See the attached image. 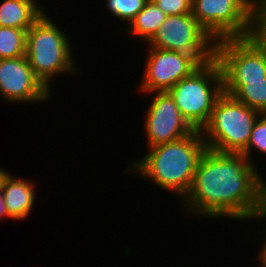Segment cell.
Instances as JSON below:
<instances>
[{"mask_svg":"<svg viewBox=\"0 0 266 267\" xmlns=\"http://www.w3.org/2000/svg\"><path fill=\"white\" fill-rule=\"evenodd\" d=\"M257 168L243 154L206 148L182 199L186 214L266 220V180Z\"/></svg>","mask_w":266,"mask_h":267,"instance_id":"cell-1","label":"cell"},{"mask_svg":"<svg viewBox=\"0 0 266 267\" xmlns=\"http://www.w3.org/2000/svg\"><path fill=\"white\" fill-rule=\"evenodd\" d=\"M205 149L201 131L194 130L179 140L148 148L149 153L131 162L126 172L138 173L159 188L175 193L182 200L191 187L196 167Z\"/></svg>","mask_w":266,"mask_h":267,"instance_id":"cell-2","label":"cell"},{"mask_svg":"<svg viewBox=\"0 0 266 267\" xmlns=\"http://www.w3.org/2000/svg\"><path fill=\"white\" fill-rule=\"evenodd\" d=\"M46 13L27 31L25 56L35 76L53 92L51 83L55 77L67 73L74 75L78 68L68 34L59 29Z\"/></svg>","mask_w":266,"mask_h":267,"instance_id":"cell-3","label":"cell"},{"mask_svg":"<svg viewBox=\"0 0 266 267\" xmlns=\"http://www.w3.org/2000/svg\"><path fill=\"white\" fill-rule=\"evenodd\" d=\"M191 13L219 40L248 38L266 26V0H192Z\"/></svg>","mask_w":266,"mask_h":267,"instance_id":"cell-4","label":"cell"},{"mask_svg":"<svg viewBox=\"0 0 266 267\" xmlns=\"http://www.w3.org/2000/svg\"><path fill=\"white\" fill-rule=\"evenodd\" d=\"M146 44L176 51L196 70L208 69L218 61L219 39L205 30L192 14L167 16Z\"/></svg>","mask_w":266,"mask_h":267,"instance_id":"cell-5","label":"cell"},{"mask_svg":"<svg viewBox=\"0 0 266 267\" xmlns=\"http://www.w3.org/2000/svg\"><path fill=\"white\" fill-rule=\"evenodd\" d=\"M260 115L257 110L223 92L213 106L208 123L201 130L206 148L241 154L247 148L253 125Z\"/></svg>","mask_w":266,"mask_h":267,"instance_id":"cell-6","label":"cell"},{"mask_svg":"<svg viewBox=\"0 0 266 267\" xmlns=\"http://www.w3.org/2000/svg\"><path fill=\"white\" fill-rule=\"evenodd\" d=\"M218 63L223 77V92L233 96L246 82L266 77V26L248 38L220 39Z\"/></svg>","mask_w":266,"mask_h":267,"instance_id":"cell-7","label":"cell"},{"mask_svg":"<svg viewBox=\"0 0 266 267\" xmlns=\"http://www.w3.org/2000/svg\"><path fill=\"white\" fill-rule=\"evenodd\" d=\"M168 93L182 117L194 130L208 123L217 98L223 93V77L218 61L210 68L195 70L181 79Z\"/></svg>","mask_w":266,"mask_h":267,"instance_id":"cell-8","label":"cell"},{"mask_svg":"<svg viewBox=\"0 0 266 267\" xmlns=\"http://www.w3.org/2000/svg\"><path fill=\"white\" fill-rule=\"evenodd\" d=\"M152 101L144 119L147 148L173 142L191 134L194 129L182 117L174 99L168 92H153Z\"/></svg>","mask_w":266,"mask_h":267,"instance_id":"cell-9","label":"cell"},{"mask_svg":"<svg viewBox=\"0 0 266 267\" xmlns=\"http://www.w3.org/2000/svg\"><path fill=\"white\" fill-rule=\"evenodd\" d=\"M0 93L6 102L14 104L44 103L52 96L35 76L26 56L0 60Z\"/></svg>","mask_w":266,"mask_h":267,"instance_id":"cell-10","label":"cell"},{"mask_svg":"<svg viewBox=\"0 0 266 267\" xmlns=\"http://www.w3.org/2000/svg\"><path fill=\"white\" fill-rule=\"evenodd\" d=\"M147 55L139 92H168L181 79L196 69L176 51L146 47Z\"/></svg>","mask_w":266,"mask_h":267,"instance_id":"cell-11","label":"cell"},{"mask_svg":"<svg viewBox=\"0 0 266 267\" xmlns=\"http://www.w3.org/2000/svg\"><path fill=\"white\" fill-rule=\"evenodd\" d=\"M35 183L28 179L7 173L3 176L0 187L7 207L8 215L14 220H25L30 216L36 199Z\"/></svg>","mask_w":266,"mask_h":267,"instance_id":"cell-12","label":"cell"},{"mask_svg":"<svg viewBox=\"0 0 266 267\" xmlns=\"http://www.w3.org/2000/svg\"><path fill=\"white\" fill-rule=\"evenodd\" d=\"M44 12L37 0H3L0 26L28 30Z\"/></svg>","mask_w":266,"mask_h":267,"instance_id":"cell-13","label":"cell"},{"mask_svg":"<svg viewBox=\"0 0 266 267\" xmlns=\"http://www.w3.org/2000/svg\"><path fill=\"white\" fill-rule=\"evenodd\" d=\"M167 15L154 3L148 0L144 8L129 23L127 32L139 37L145 44L153 37L156 31L166 20Z\"/></svg>","mask_w":266,"mask_h":267,"instance_id":"cell-14","label":"cell"},{"mask_svg":"<svg viewBox=\"0 0 266 267\" xmlns=\"http://www.w3.org/2000/svg\"><path fill=\"white\" fill-rule=\"evenodd\" d=\"M27 31L0 26V60L25 56Z\"/></svg>","mask_w":266,"mask_h":267,"instance_id":"cell-15","label":"cell"},{"mask_svg":"<svg viewBox=\"0 0 266 267\" xmlns=\"http://www.w3.org/2000/svg\"><path fill=\"white\" fill-rule=\"evenodd\" d=\"M233 97L240 103L257 110L266 112V77L264 81L246 82Z\"/></svg>","mask_w":266,"mask_h":267,"instance_id":"cell-16","label":"cell"},{"mask_svg":"<svg viewBox=\"0 0 266 267\" xmlns=\"http://www.w3.org/2000/svg\"><path fill=\"white\" fill-rule=\"evenodd\" d=\"M148 0H106L109 14L122 22L129 23L144 8Z\"/></svg>","mask_w":266,"mask_h":267,"instance_id":"cell-17","label":"cell"},{"mask_svg":"<svg viewBox=\"0 0 266 267\" xmlns=\"http://www.w3.org/2000/svg\"><path fill=\"white\" fill-rule=\"evenodd\" d=\"M253 149V150H252ZM258 152L261 155L266 156V115L261 114L257 120L255 121L251 137L249 140V143L247 145V148L241 153L243 154L254 166H257L252 159L251 151L256 153Z\"/></svg>","mask_w":266,"mask_h":267,"instance_id":"cell-18","label":"cell"},{"mask_svg":"<svg viewBox=\"0 0 266 267\" xmlns=\"http://www.w3.org/2000/svg\"><path fill=\"white\" fill-rule=\"evenodd\" d=\"M167 15L192 14V0H152Z\"/></svg>","mask_w":266,"mask_h":267,"instance_id":"cell-19","label":"cell"},{"mask_svg":"<svg viewBox=\"0 0 266 267\" xmlns=\"http://www.w3.org/2000/svg\"><path fill=\"white\" fill-rule=\"evenodd\" d=\"M264 231H265V239L263 240L265 241L260 245L261 249L257 260L259 261V264H261L260 267H266V229Z\"/></svg>","mask_w":266,"mask_h":267,"instance_id":"cell-20","label":"cell"},{"mask_svg":"<svg viewBox=\"0 0 266 267\" xmlns=\"http://www.w3.org/2000/svg\"><path fill=\"white\" fill-rule=\"evenodd\" d=\"M4 218H11V217L8 215L7 207L0 187V219Z\"/></svg>","mask_w":266,"mask_h":267,"instance_id":"cell-21","label":"cell"},{"mask_svg":"<svg viewBox=\"0 0 266 267\" xmlns=\"http://www.w3.org/2000/svg\"><path fill=\"white\" fill-rule=\"evenodd\" d=\"M7 173L6 169H3L2 167H0V184L2 181L3 176Z\"/></svg>","mask_w":266,"mask_h":267,"instance_id":"cell-22","label":"cell"}]
</instances>
